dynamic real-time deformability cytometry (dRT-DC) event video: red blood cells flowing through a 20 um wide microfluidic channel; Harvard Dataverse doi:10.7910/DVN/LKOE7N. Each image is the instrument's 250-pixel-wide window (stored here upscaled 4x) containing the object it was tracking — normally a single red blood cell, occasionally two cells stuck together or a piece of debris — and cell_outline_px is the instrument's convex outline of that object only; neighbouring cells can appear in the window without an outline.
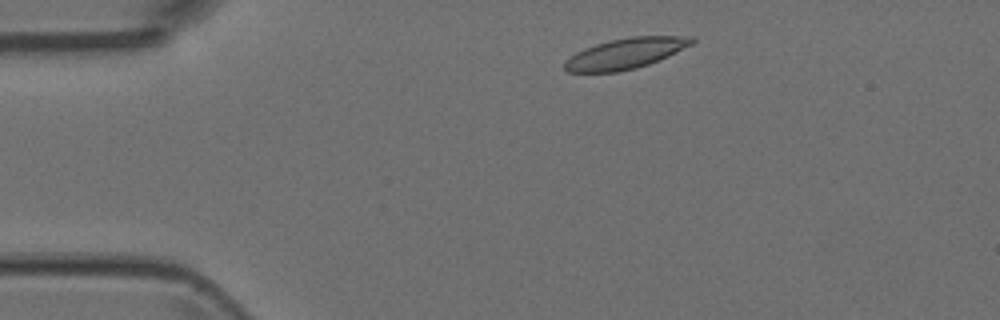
{"species": "Egyptian fruit bat (a non-hibernating species)", "species_latin": "Rousettus aegyptiacus", "temperature_condition": "room temperature", "stored_images_in_passage": 7, "camera_frame_rate_fps": 3000, "um_per_image_px": 0.085, "animal": {"sex": "female"}, "frame": {"image": 1, "passage_image": 1, "time_ms": 0.0, "image_size_px": [1000, 320], "cell_outline_px": [[696, 40], [692, 44], [660, 60], [636, 68], [616, 72], [568, 72], [564, 68], [564, 60], [576, 52], [584, 48], [596, 44], [612, 40], [632, 36], [692, 36]], "centroid_in_image_um": [53.16, 4.54], "position_along_channel_um": 31.8, "area_um2": 22.66}}
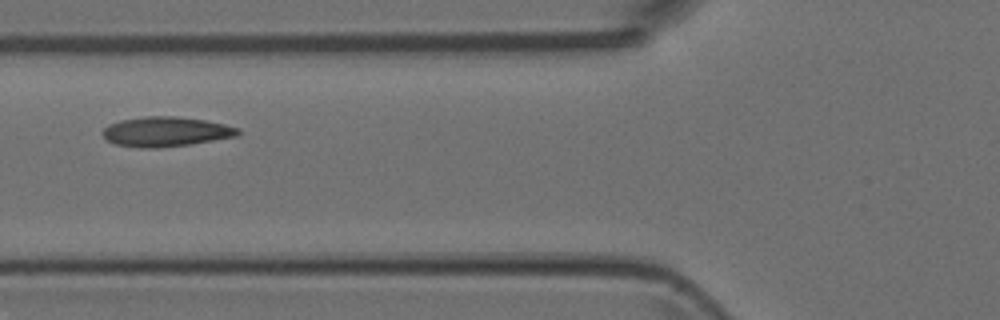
{"frame": {"image": 2, "passage_image": 4, "time_ms": 1.0, "image_size_px": [1000, 320], "cell_outline_px": [[240, 132], [236, 136], [192, 144], [152, 148], [140, 148], [116, 144], [108, 140], [100, 132], [108, 124], [120, 120], [144, 116], [172, 116], [204, 120], [224, 124], [240, 128]], "centroid_in_image_um": [14.07, 11.19], "position_along_channel_um": 111.7, "area_um2": 23.41}}
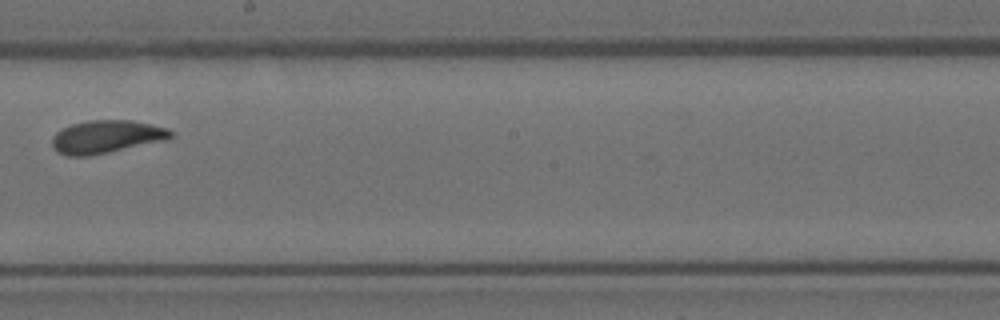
{"frame": {"image": 3, "passage_image": 7, "time_ms": 2.0, "image_size_px": [1000, 320], "cell_outline_px": [[172, 136], [164, 140], [92, 156], [68, 156], [56, 152], [52, 148], [52, 136], [56, 132], [72, 124], [88, 120], [132, 120], [152, 124], [168, 128], [172, 132]], "centroid_in_image_um": [9.0, 11.63], "position_along_channel_um": 239.2, "area_um2": 22.83}}